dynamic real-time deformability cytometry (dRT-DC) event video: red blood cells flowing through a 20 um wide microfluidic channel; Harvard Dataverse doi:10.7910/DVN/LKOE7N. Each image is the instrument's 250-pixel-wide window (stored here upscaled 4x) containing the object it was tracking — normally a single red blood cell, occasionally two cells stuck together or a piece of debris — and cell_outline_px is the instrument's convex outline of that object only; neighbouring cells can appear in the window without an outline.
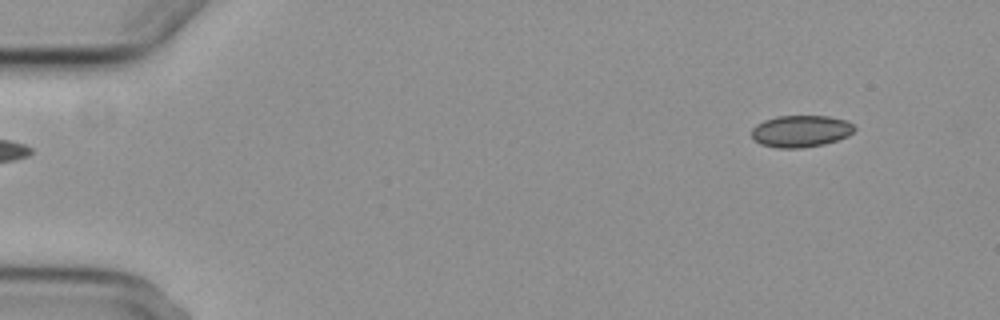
{"species": "common noctule bat (a hibernating species)", "species_latin": "Nyctalus noctula", "temperature_condition": "cold", "stored_images_in_passage": 5, "camera_frame_rate_fps": 3000, "um_per_image_px": 0.085, "animal": {"sex": "female", "body_mass_g": 29.2, "forearm_length_mm": 56.3}, "frame": {"image": 1, "passage_image": 1, "time_ms": 0.0, "image_size_px": [1000, 320], "cell_outline_px": [[856, 128], [848, 136], [824, 144], [800, 148], [780, 148], [760, 144], [752, 140], [752, 128], [756, 124], [764, 120], [776, 116], [828, 116], [844, 120], [852, 124]], "centroid_in_image_um": [68.03, 11.15], "position_along_channel_um": 17.0, "area_um2": 19.07}}
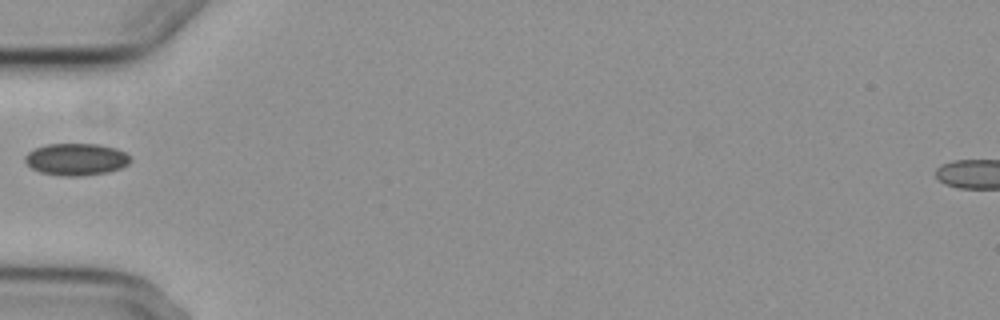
{"frame": {"image": 2, "passage_image": 4, "time_ms": 4.667, "image_size_px": [1000, 320], "cell_outline_px": [[132, 160], [128, 164], [120, 168], [108, 172], [80, 176], [60, 176], [40, 172], [32, 168], [24, 160], [24, 156], [28, 152], [36, 148], [48, 144], [100, 144], [116, 148], [124, 152]], "centroid_in_image_um": [6.47, 13.54], "position_along_channel_um": 78.5, "area_um2": 19.65}}
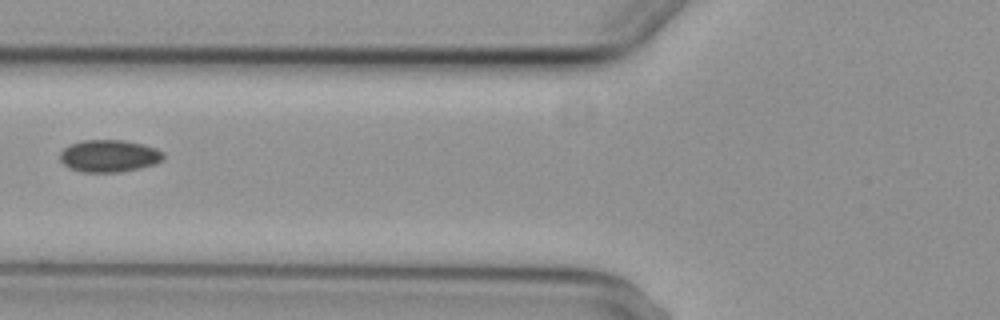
{"frame": {"image": 3, "passage_image": 5, "time_ms": 5.667, "image_size_px": [1000, 320], "cell_outline_px": [[164, 156], [160, 160], [152, 164], [140, 168], [120, 172], [80, 172], [68, 168], [60, 160], [60, 152], [64, 148], [72, 144], [84, 140], [124, 140], [144, 144], [156, 148], [164, 152]], "centroid_in_image_um": [9.26, 13.25], "position_along_channel_um": 116.5, "area_um2": 19.42}}